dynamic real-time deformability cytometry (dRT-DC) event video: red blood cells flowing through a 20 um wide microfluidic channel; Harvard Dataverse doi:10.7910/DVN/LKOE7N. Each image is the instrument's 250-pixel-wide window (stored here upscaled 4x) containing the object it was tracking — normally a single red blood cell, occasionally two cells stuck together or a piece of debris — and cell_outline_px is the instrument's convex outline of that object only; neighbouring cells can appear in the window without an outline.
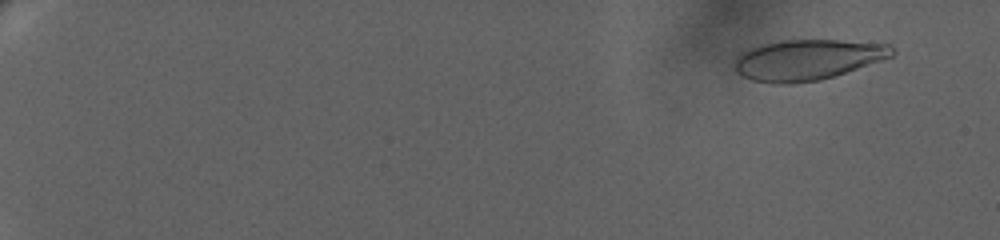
{"species": "human", "species_latin": "Homo sapiens", "temperature_condition": "warm", "stored_images_in_passage": 57, "camera_frame_rate_fps": 3000, "um_per_image_px": 0.085, "donor": {"sex": "female"}, "frame": {"image": 1, "passage_image": 7, "time_ms": 1.667, "image_size_px": [1000, 240], "cell_outline_px": [[896, 52], [892, 56], [836, 76], [820, 80], [792, 84], [772, 84], [752, 80], [740, 76], [736, 72], [736, 56], [740, 52], [748, 48], [760, 44], [784, 40], [840, 40], [892, 44]], "centroid_in_image_um": [68.63, 5.08], "position_along_channel_um": 16.4, "area_um2": 37.69}}
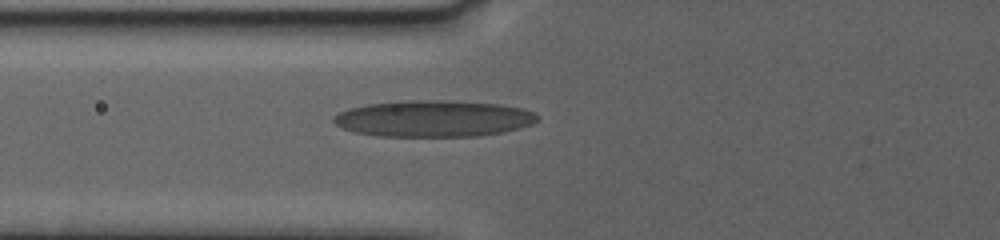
{"frame": {"image": 2, "passage_image": 44, "time_ms": 10.0, "image_size_px": [1000, 240], "cell_outline_px": [[540, 120], [532, 124], [520, 128], [504, 132], [476, 136], [380, 136], [356, 132], [344, 128], [336, 124], [332, 120], [340, 112], [348, 108], [368, 104], [400, 100], [448, 100], [500, 104], [524, 108], [536, 112], [540, 116]], "centroid_in_image_um": [36.93, 10.07], "position_along_channel_um": 88.9, "area_um2": 43.58}}
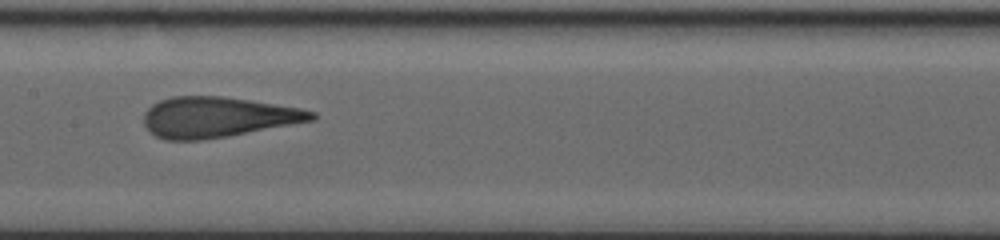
{"frame": {"image": 3, "passage_image": 56, "time_ms": 13.0, "image_size_px": [1000, 240], "cell_outline_px": [[316, 120], [228, 136], [200, 140], [164, 140], [148, 132], [144, 124], [144, 112], [152, 104], [160, 100], [172, 96], [224, 96], [300, 108], [316, 112]], "centroid_in_image_um": [18.47, 9.96], "position_along_channel_um": 188.9, "area_um2": 39.71}}